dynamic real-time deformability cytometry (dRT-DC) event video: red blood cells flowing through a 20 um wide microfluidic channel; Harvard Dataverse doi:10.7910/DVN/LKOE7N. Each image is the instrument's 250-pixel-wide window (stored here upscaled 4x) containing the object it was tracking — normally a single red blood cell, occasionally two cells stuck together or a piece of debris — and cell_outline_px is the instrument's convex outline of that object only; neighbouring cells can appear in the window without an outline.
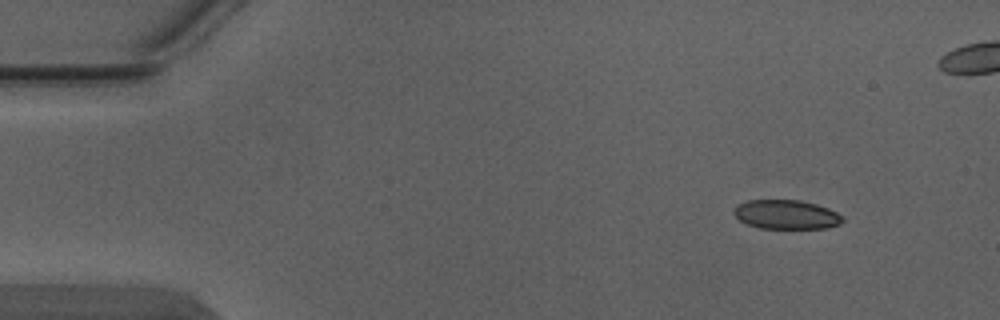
{"species": "Egyptian fruit bat (a non-hibernating species)", "species_latin": "Rousettus aegyptiacus", "temperature_condition": "warm", "stored_images_in_passage": 4, "camera_frame_rate_fps": 3000, "um_per_image_px": 0.085, "animal": {"sex": "male"}, "frame": {"image": 1, "passage_image": 1, "time_ms": 0.0, "image_size_px": [1000, 320], "cell_outline_px": [[844, 220], [840, 224], [828, 228], [760, 228], [748, 224], [740, 220], [732, 212], [736, 204], [748, 200], [800, 200], [816, 204], [828, 208], [844, 216]], "centroid_in_image_um": [66.84, 18.23], "position_along_channel_um": 18.2, "area_um2": 18.55}}